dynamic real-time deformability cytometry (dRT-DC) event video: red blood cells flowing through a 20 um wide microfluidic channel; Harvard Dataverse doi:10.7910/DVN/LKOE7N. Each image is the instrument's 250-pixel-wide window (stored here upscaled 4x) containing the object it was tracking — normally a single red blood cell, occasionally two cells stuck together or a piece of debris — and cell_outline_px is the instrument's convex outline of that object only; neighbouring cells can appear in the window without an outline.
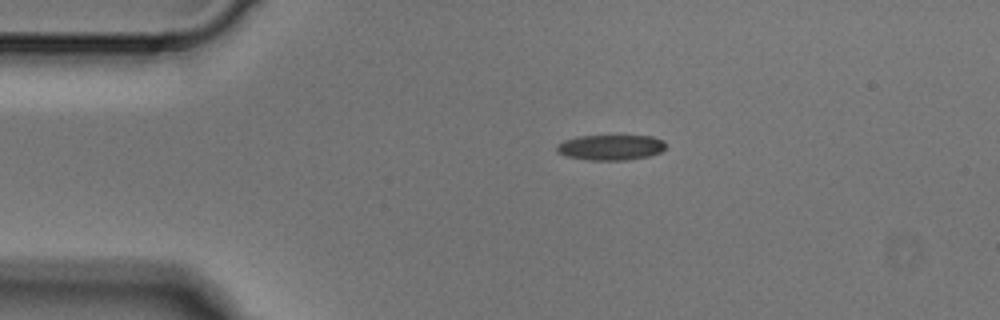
{"species": "Egyptian fruit bat (a non-hibernating species)", "species_latin": "Rousettus aegyptiacus", "temperature_condition": "cold", "stored_images_in_passage": 2, "camera_frame_rate_fps": 3000, "um_per_image_px": 0.085, "animal": {"sex": "male"}, "frame": {"image": 1, "passage_image": 1, "time_ms": 0.0, "image_size_px": [1000, 320], "cell_outline_px": [[664, 148], [660, 152], [648, 156], [628, 160], [588, 160], [568, 156], [556, 152], [556, 144], [564, 140], [576, 136], [652, 136], [664, 140]], "centroid_in_image_um": [51.87, 12.52], "position_along_channel_um": 33.1, "area_um2": 16.13}}